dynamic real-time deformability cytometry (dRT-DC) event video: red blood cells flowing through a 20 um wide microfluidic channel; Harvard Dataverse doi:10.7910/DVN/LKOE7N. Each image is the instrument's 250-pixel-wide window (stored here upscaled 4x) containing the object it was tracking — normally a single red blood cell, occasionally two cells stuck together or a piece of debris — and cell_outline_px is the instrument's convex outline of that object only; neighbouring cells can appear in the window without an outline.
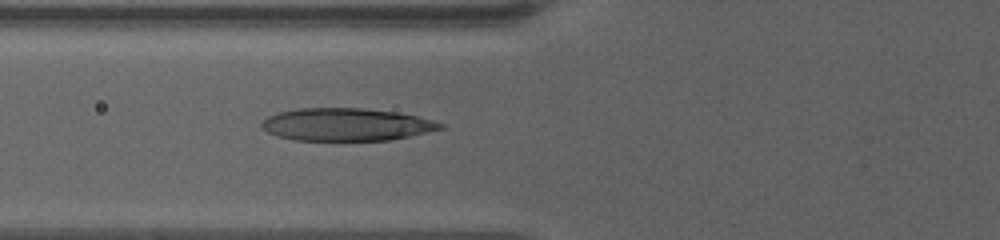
{"species": "human", "species_latin": "Homo sapiens", "temperature_condition": "warm", "stored_images_in_passage": 16, "camera_frame_rate_fps": 3000, "um_per_image_px": 0.085, "donor": {"sex": "female"}, "frame": {"image": 1, "passage_image": 16, "time_ms": 9.0, "image_size_px": [1000, 240], "cell_outline_px": [[444, 128], [408, 136], [388, 140], [292, 140], [276, 136], [260, 128], [260, 124], [268, 116], [276, 112], [296, 108], [360, 108], [396, 112], [416, 116], [432, 120], [444, 124]], "centroid_in_image_um": [29.36, 10.58], "position_along_channel_um": 96.4, "area_um2": 33.93}}